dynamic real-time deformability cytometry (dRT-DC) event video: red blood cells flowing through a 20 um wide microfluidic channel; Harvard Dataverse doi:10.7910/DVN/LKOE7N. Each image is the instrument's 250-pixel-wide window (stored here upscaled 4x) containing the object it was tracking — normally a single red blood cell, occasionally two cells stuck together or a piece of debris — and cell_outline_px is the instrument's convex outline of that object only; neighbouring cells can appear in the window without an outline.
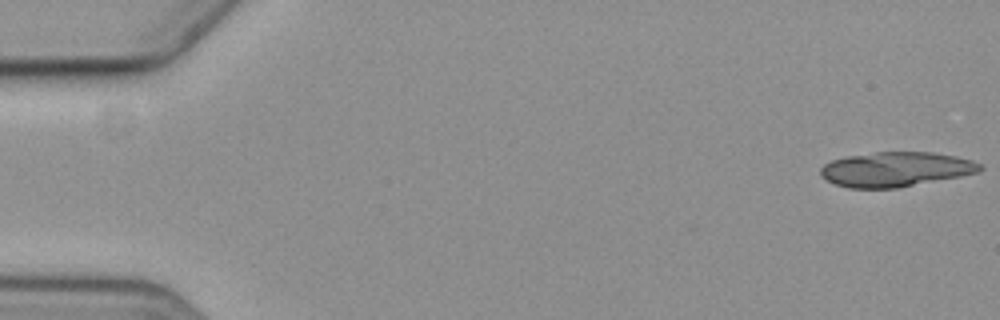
{"species": "common noctule bat (a hibernating species)", "species_latin": "Nyctalus noctula", "temperature_condition": "cold", "stored_images_in_passage": 6, "camera_frame_rate_fps": 3000, "um_per_image_px": 0.085, "animal": {"sex": "female", "body_mass_g": 19.3, "forearm_length_mm": 54.1}, "frame": {"image": 1, "passage_image": 1, "time_ms": 0.0, "image_size_px": [1000, 320], "cell_outline_px": [[984, 168], [980, 172], [960, 176], [896, 188], [848, 188], [836, 184], [820, 176], [820, 168], [824, 164], [832, 160], [848, 156], [876, 152], [932, 152], [956, 156], [972, 160], [980, 164]], "centroid_in_image_um": [76.14, 14.39], "position_along_channel_um": 8.9, "area_um2": 32.14}}